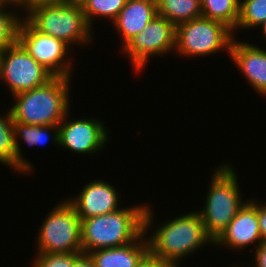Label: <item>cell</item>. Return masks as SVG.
<instances>
[{"label":"cell","mask_w":266,"mask_h":267,"mask_svg":"<svg viewBox=\"0 0 266 267\" xmlns=\"http://www.w3.org/2000/svg\"><path fill=\"white\" fill-rule=\"evenodd\" d=\"M236 38L232 41L229 59L253 90L266 99V49Z\"/></svg>","instance_id":"cell-14"},{"label":"cell","mask_w":266,"mask_h":267,"mask_svg":"<svg viewBox=\"0 0 266 267\" xmlns=\"http://www.w3.org/2000/svg\"><path fill=\"white\" fill-rule=\"evenodd\" d=\"M262 242L257 212V199L251 198L239 209L221 235L214 241L213 247L227 250L244 251L257 247ZM241 249V250H240Z\"/></svg>","instance_id":"cell-12"},{"label":"cell","mask_w":266,"mask_h":267,"mask_svg":"<svg viewBox=\"0 0 266 267\" xmlns=\"http://www.w3.org/2000/svg\"><path fill=\"white\" fill-rule=\"evenodd\" d=\"M136 267H174L170 262L164 261L148 252Z\"/></svg>","instance_id":"cell-25"},{"label":"cell","mask_w":266,"mask_h":267,"mask_svg":"<svg viewBox=\"0 0 266 267\" xmlns=\"http://www.w3.org/2000/svg\"><path fill=\"white\" fill-rule=\"evenodd\" d=\"M157 15L166 18L175 27L202 17L200 0H156Z\"/></svg>","instance_id":"cell-18"},{"label":"cell","mask_w":266,"mask_h":267,"mask_svg":"<svg viewBox=\"0 0 266 267\" xmlns=\"http://www.w3.org/2000/svg\"><path fill=\"white\" fill-rule=\"evenodd\" d=\"M4 1L15 3V4L19 5L23 0H4Z\"/></svg>","instance_id":"cell-32"},{"label":"cell","mask_w":266,"mask_h":267,"mask_svg":"<svg viewBox=\"0 0 266 267\" xmlns=\"http://www.w3.org/2000/svg\"><path fill=\"white\" fill-rule=\"evenodd\" d=\"M149 252L146 234L137 240L114 248L94 250L88 255L95 267H136L141 259Z\"/></svg>","instance_id":"cell-17"},{"label":"cell","mask_w":266,"mask_h":267,"mask_svg":"<svg viewBox=\"0 0 266 267\" xmlns=\"http://www.w3.org/2000/svg\"><path fill=\"white\" fill-rule=\"evenodd\" d=\"M107 180L94 179L84 185L76 196L65 198L76 210L80 220L114 212L121 208L120 191Z\"/></svg>","instance_id":"cell-13"},{"label":"cell","mask_w":266,"mask_h":267,"mask_svg":"<svg viewBox=\"0 0 266 267\" xmlns=\"http://www.w3.org/2000/svg\"><path fill=\"white\" fill-rule=\"evenodd\" d=\"M13 127L16 150V172L27 176L34 172V167L32 163H30V160L24 157L25 155L22 153V146H20V144L24 143L29 147L45 146L50 141L53 145L59 146V127L58 125L34 126L15 120H13ZM20 141H22V143Z\"/></svg>","instance_id":"cell-15"},{"label":"cell","mask_w":266,"mask_h":267,"mask_svg":"<svg viewBox=\"0 0 266 267\" xmlns=\"http://www.w3.org/2000/svg\"><path fill=\"white\" fill-rule=\"evenodd\" d=\"M54 205L39 226L35 253L82 252L81 220L76 210L65 198Z\"/></svg>","instance_id":"cell-6"},{"label":"cell","mask_w":266,"mask_h":267,"mask_svg":"<svg viewBox=\"0 0 266 267\" xmlns=\"http://www.w3.org/2000/svg\"><path fill=\"white\" fill-rule=\"evenodd\" d=\"M70 111L65 115L59 127V146L63 150L67 149L74 154L81 156L94 155L101 152L109 143L110 128L105 122L98 118H89L83 115L73 118L69 117ZM108 142V143H107Z\"/></svg>","instance_id":"cell-11"},{"label":"cell","mask_w":266,"mask_h":267,"mask_svg":"<svg viewBox=\"0 0 266 267\" xmlns=\"http://www.w3.org/2000/svg\"><path fill=\"white\" fill-rule=\"evenodd\" d=\"M17 40L54 77L72 78L75 59L68 56L72 49L64 41L40 33L24 17L19 24Z\"/></svg>","instance_id":"cell-9"},{"label":"cell","mask_w":266,"mask_h":267,"mask_svg":"<svg viewBox=\"0 0 266 267\" xmlns=\"http://www.w3.org/2000/svg\"><path fill=\"white\" fill-rule=\"evenodd\" d=\"M73 267H95L93 260L88 254H82L75 262Z\"/></svg>","instance_id":"cell-29"},{"label":"cell","mask_w":266,"mask_h":267,"mask_svg":"<svg viewBox=\"0 0 266 267\" xmlns=\"http://www.w3.org/2000/svg\"><path fill=\"white\" fill-rule=\"evenodd\" d=\"M127 0H88L84 5L83 13L90 27L94 30V20L105 18L113 22L120 11L124 8Z\"/></svg>","instance_id":"cell-23"},{"label":"cell","mask_w":266,"mask_h":267,"mask_svg":"<svg viewBox=\"0 0 266 267\" xmlns=\"http://www.w3.org/2000/svg\"><path fill=\"white\" fill-rule=\"evenodd\" d=\"M202 17L224 23L235 30L240 0H200Z\"/></svg>","instance_id":"cell-19"},{"label":"cell","mask_w":266,"mask_h":267,"mask_svg":"<svg viewBox=\"0 0 266 267\" xmlns=\"http://www.w3.org/2000/svg\"><path fill=\"white\" fill-rule=\"evenodd\" d=\"M156 15V0H127L124 8L110 23L122 41L120 50L139 34Z\"/></svg>","instance_id":"cell-16"},{"label":"cell","mask_w":266,"mask_h":267,"mask_svg":"<svg viewBox=\"0 0 266 267\" xmlns=\"http://www.w3.org/2000/svg\"><path fill=\"white\" fill-rule=\"evenodd\" d=\"M254 261L253 267H266V242H261L257 247L254 248ZM250 267V266H248Z\"/></svg>","instance_id":"cell-28"},{"label":"cell","mask_w":266,"mask_h":267,"mask_svg":"<svg viewBox=\"0 0 266 267\" xmlns=\"http://www.w3.org/2000/svg\"><path fill=\"white\" fill-rule=\"evenodd\" d=\"M233 39V31L224 23L200 17L176 26L174 53L189 59L221 51L229 56Z\"/></svg>","instance_id":"cell-7"},{"label":"cell","mask_w":266,"mask_h":267,"mask_svg":"<svg viewBox=\"0 0 266 267\" xmlns=\"http://www.w3.org/2000/svg\"><path fill=\"white\" fill-rule=\"evenodd\" d=\"M71 78L53 77L44 85L13 96L12 119L24 124L59 125L71 109Z\"/></svg>","instance_id":"cell-3"},{"label":"cell","mask_w":266,"mask_h":267,"mask_svg":"<svg viewBox=\"0 0 266 267\" xmlns=\"http://www.w3.org/2000/svg\"><path fill=\"white\" fill-rule=\"evenodd\" d=\"M214 168L203 207L196 209L199 210L205 231L213 242L247 201L241 193L238 175L231 163L223 162Z\"/></svg>","instance_id":"cell-4"},{"label":"cell","mask_w":266,"mask_h":267,"mask_svg":"<svg viewBox=\"0 0 266 267\" xmlns=\"http://www.w3.org/2000/svg\"><path fill=\"white\" fill-rule=\"evenodd\" d=\"M63 0H23L18 6L22 12V15L26 14L30 9L36 7L38 5L44 4H59L62 3Z\"/></svg>","instance_id":"cell-27"},{"label":"cell","mask_w":266,"mask_h":267,"mask_svg":"<svg viewBox=\"0 0 266 267\" xmlns=\"http://www.w3.org/2000/svg\"><path fill=\"white\" fill-rule=\"evenodd\" d=\"M266 21V0H240L239 17L235 30L234 37L237 36V30H247L258 28ZM240 30V31H239Z\"/></svg>","instance_id":"cell-21"},{"label":"cell","mask_w":266,"mask_h":267,"mask_svg":"<svg viewBox=\"0 0 266 267\" xmlns=\"http://www.w3.org/2000/svg\"><path fill=\"white\" fill-rule=\"evenodd\" d=\"M258 28L261 29L260 31L262 35L260 36H262L265 41L266 40V21L262 23Z\"/></svg>","instance_id":"cell-31"},{"label":"cell","mask_w":266,"mask_h":267,"mask_svg":"<svg viewBox=\"0 0 266 267\" xmlns=\"http://www.w3.org/2000/svg\"><path fill=\"white\" fill-rule=\"evenodd\" d=\"M257 212L262 242H266V201H257Z\"/></svg>","instance_id":"cell-26"},{"label":"cell","mask_w":266,"mask_h":267,"mask_svg":"<svg viewBox=\"0 0 266 267\" xmlns=\"http://www.w3.org/2000/svg\"><path fill=\"white\" fill-rule=\"evenodd\" d=\"M74 253H36L31 267H73L74 262L82 255Z\"/></svg>","instance_id":"cell-24"},{"label":"cell","mask_w":266,"mask_h":267,"mask_svg":"<svg viewBox=\"0 0 266 267\" xmlns=\"http://www.w3.org/2000/svg\"><path fill=\"white\" fill-rule=\"evenodd\" d=\"M53 77L18 40L0 51V81L8 86L11 96L44 85Z\"/></svg>","instance_id":"cell-10"},{"label":"cell","mask_w":266,"mask_h":267,"mask_svg":"<svg viewBox=\"0 0 266 267\" xmlns=\"http://www.w3.org/2000/svg\"><path fill=\"white\" fill-rule=\"evenodd\" d=\"M151 208L147 203L144 233L148 240L149 252L155 257L179 266L184 259H189L196 251H201L198 249H204L205 245L213 247L214 242L207 235L198 210L171 217L168 221L156 225L155 213Z\"/></svg>","instance_id":"cell-1"},{"label":"cell","mask_w":266,"mask_h":267,"mask_svg":"<svg viewBox=\"0 0 266 267\" xmlns=\"http://www.w3.org/2000/svg\"><path fill=\"white\" fill-rule=\"evenodd\" d=\"M88 0H63L62 3L83 8Z\"/></svg>","instance_id":"cell-30"},{"label":"cell","mask_w":266,"mask_h":267,"mask_svg":"<svg viewBox=\"0 0 266 267\" xmlns=\"http://www.w3.org/2000/svg\"><path fill=\"white\" fill-rule=\"evenodd\" d=\"M18 11V4L4 0L0 3V51L17 41L19 24L23 18Z\"/></svg>","instance_id":"cell-20"},{"label":"cell","mask_w":266,"mask_h":267,"mask_svg":"<svg viewBox=\"0 0 266 267\" xmlns=\"http://www.w3.org/2000/svg\"><path fill=\"white\" fill-rule=\"evenodd\" d=\"M23 17L40 33L60 39L72 49L94 43V30L81 7L65 3L38 5Z\"/></svg>","instance_id":"cell-5"},{"label":"cell","mask_w":266,"mask_h":267,"mask_svg":"<svg viewBox=\"0 0 266 267\" xmlns=\"http://www.w3.org/2000/svg\"><path fill=\"white\" fill-rule=\"evenodd\" d=\"M175 37L176 27L166 18L156 15L120 52L124 57L128 56L135 73H141L151 57L174 54Z\"/></svg>","instance_id":"cell-8"},{"label":"cell","mask_w":266,"mask_h":267,"mask_svg":"<svg viewBox=\"0 0 266 267\" xmlns=\"http://www.w3.org/2000/svg\"><path fill=\"white\" fill-rule=\"evenodd\" d=\"M147 203L123 206L104 215L81 221L82 253L114 248L137 240L144 233Z\"/></svg>","instance_id":"cell-2"},{"label":"cell","mask_w":266,"mask_h":267,"mask_svg":"<svg viewBox=\"0 0 266 267\" xmlns=\"http://www.w3.org/2000/svg\"><path fill=\"white\" fill-rule=\"evenodd\" d=\"M15 141L13 119L9 108L0 113V163L16 173Z\"/></svg>","instance_id":"cell-22"}]
</instances>
